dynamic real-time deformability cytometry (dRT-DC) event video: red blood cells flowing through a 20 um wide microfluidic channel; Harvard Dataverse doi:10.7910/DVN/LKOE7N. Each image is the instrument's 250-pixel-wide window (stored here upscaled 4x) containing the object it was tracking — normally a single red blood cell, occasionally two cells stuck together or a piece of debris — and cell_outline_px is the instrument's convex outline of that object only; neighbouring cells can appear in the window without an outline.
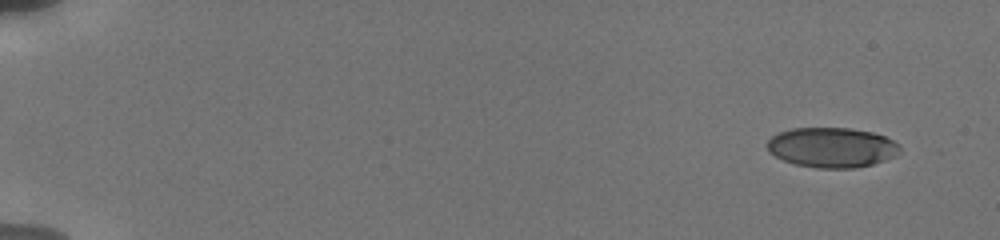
{"species": "human", "species_latin": "Homo sapiens", "temperature_condition": "cold", "stored_images_in_passage": 15, "camera_frame_rate_fps": 3000, "um_per_image_px": 0.085, "donor": {"sex": "male"}, "frame": {"image": 1, "passage_image": 1, "time_ms": 0.0, "image_size_px": [1000, 240], "cell_outline_px": [[900, 148], [896, 156], [872, 164], [856, 168], [816, 168], [796, 164], [784, 160], [768, 152], [768, 140], [772, 136], [780, 132], [792, 128], [852, 128], [872, 132], [884, 136], [900, 144]], "centroid_in_image_um": [70.72, 12.53], "position_along_channel_um": 14.3, "area_um2": 30.87}}
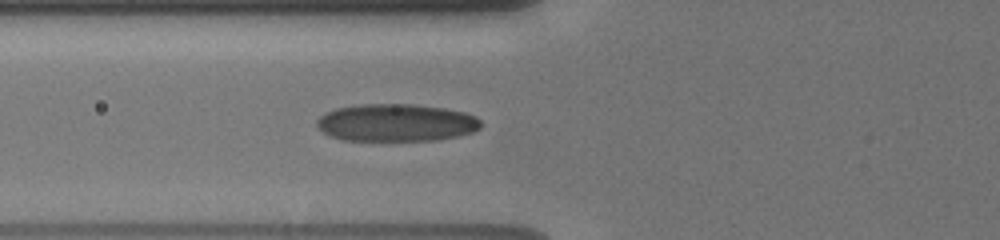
{"frame": {"image": 2, "passage_image": 8, "time_ms": 6.333, "image_size_px": [1000, 240], "cell_outline_px": [[480, 128], [472, 132], [456, 136], [436, 140], [344, 140], [328, 136], [316, 124], [316, 120], [324, 112], [336, 108], [356, 104], [412, 104], [444, 108], [464, 112], [476, 116], [480, 120]], "centroid_in_image_um": [33.64, 10.42], "position_along_channel_um": 92.2, "area_um2": 35.89}}
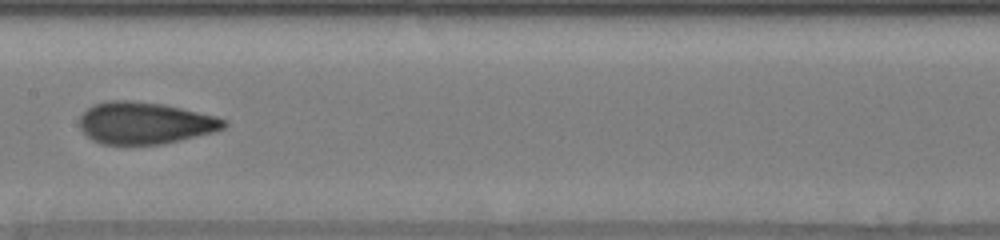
{"frame": {"image": 3, "passage_image": 13, "time_ms": 9.0, "image_size_px": [1000, 240], "cell_outline_px": [[228, 124], [224, 128], [212, 132], [164, 144], [100, 144], [92, 140], [80, 128], [80, 116], [92, 104], [108, 100], [128, 100], [164, 104], [216, 116], [228, 120]], "centroid_in_image_um": [12.31, 10.45], "position_along_channel_um": 195.1, "area_um2": 35.32}}